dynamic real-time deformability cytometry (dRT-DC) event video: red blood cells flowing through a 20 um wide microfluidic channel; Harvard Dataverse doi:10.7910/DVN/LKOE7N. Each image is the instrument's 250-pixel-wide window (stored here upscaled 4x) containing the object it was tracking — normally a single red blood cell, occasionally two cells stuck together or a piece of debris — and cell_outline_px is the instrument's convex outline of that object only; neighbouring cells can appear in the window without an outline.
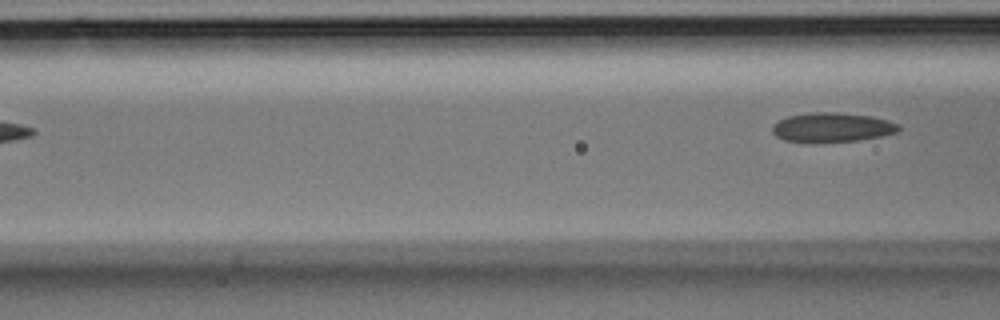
{"species": "Egyptian fruit bat (a non-hibernating species)", "species_latin": "Rousettus aegyptiacus", "temperature_condition": "room temperature", "stored_images_in_passage": 4, "camera_frame_rate_fps": 3000, "um_per_image_px": 0.085, "animal": {"sex": "male"}, "frame": {"image": 1, "passage_image": 4, "time_ms": 1.0, "image_size_px": [1000, 320], "cell_outline_px": [[900, 128], [896, 132], [880, 136], [860, 140], [816, 144], [812, 144], [784, 140], [776, 136], [772, 132], [772, 124], [788, 116], [812, 112], [836, 112], [872, 116], [888, 120], [900, 124]], "centroid_in_image_um": [70.7, 10.85], "position_along_channel_um": 95.9, "area_um2": 22.14}}